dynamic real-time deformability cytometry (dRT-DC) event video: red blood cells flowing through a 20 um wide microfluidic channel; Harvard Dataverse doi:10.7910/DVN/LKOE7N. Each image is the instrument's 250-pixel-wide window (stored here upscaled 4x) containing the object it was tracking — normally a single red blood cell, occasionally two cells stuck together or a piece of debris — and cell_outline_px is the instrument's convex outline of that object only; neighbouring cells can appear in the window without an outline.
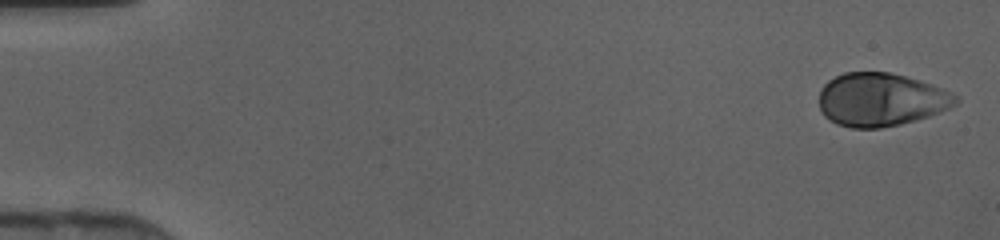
{"species": "human", "species_latin": "Homo sapiens", "temperature_condition": "cold", "stored_images_in_passage": 45, "camera_frame_rate_fps": 3000, "um_per_image_px": 0.085, "donor": {"sex": "female"}, "frame": {"image": 1, "passage_image": 1, "time_ms": 0.0, "image_size_px": [1000, 240], "cell_outline_px": [[960, 100], [956, 104], [940, 112], [916, 120], [900, 124], [880, 128], [852, 128], [836, 124], [824, 116], [820, 108], [820, 88], [828, 80], [844, 72], [888, 72], [904, 76], [932, 84], [952, 92], [960, 96]], "centroid_in_image_um": [74.89, 8.47], "position_along_channel_um": 10.1, "area_um2": 42.54}}
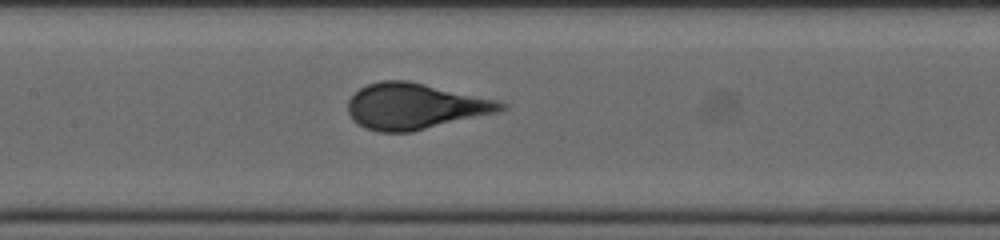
{"frame": {"image": 2, "passage_image": 22, "time_ms": 7.0, "image_size_px": [1000, 240], "cell_outline_px": [[504, 108], [496, 112], [412, 132], [380, 132], [364, 128], [352, 120], [348, 112], [348, 100], [360, 88], [368, 84], [380, 80], [408, 80], [496, 100], [504, 104]], "centroid_in_image_um": [35.19, 9.03], "position_along_channel_um": 172.2, "area_um2": 40.52}}
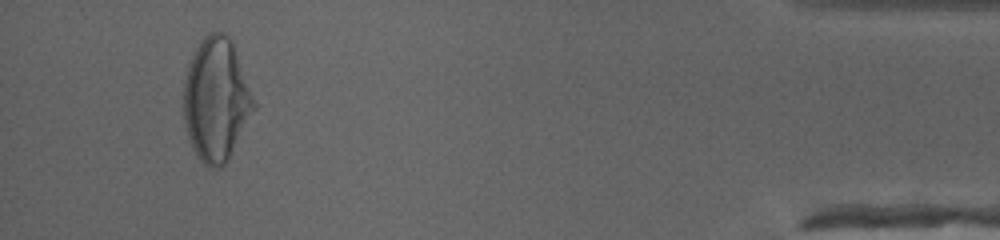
{"frame": {"image": 3, "passage_image": 43, "time_ms": 14.0, "image_size_px": [1000, 240], "cell_outline_px": [[256, 108], [228, 160], [224, 164], [216, 168], [208, 168], [196, 156], [192, 148], [184, 128], [184, 72], [200, 40], [204, 36], [212, 32], [224, 32], [232, 40], [256, 104]], "centroid_in_image_um": [18.36, 8.48], "position_along_channel_um": 416.8, "area_um2": 50.63}}